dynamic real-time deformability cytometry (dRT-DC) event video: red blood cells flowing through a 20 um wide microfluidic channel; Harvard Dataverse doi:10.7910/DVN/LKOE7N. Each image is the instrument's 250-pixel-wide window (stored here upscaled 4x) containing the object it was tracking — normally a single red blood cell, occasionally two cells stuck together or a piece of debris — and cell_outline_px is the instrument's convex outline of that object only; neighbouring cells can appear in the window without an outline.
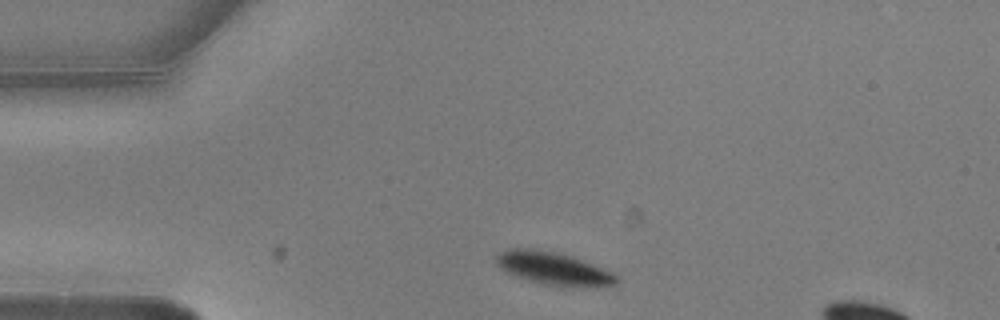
{"species": "common noctule bat (a hibernating species)", "species_latin": "Nyctalus noctula", "temperature_condition": "warm", "stored_images_in_passage": 3, "segment_of_instrument_passage": [1, 2], "camera_frame_rate_fps": 3000, "um_per_image_px": 0.085, "animal": {"sex": "male", "body_mass_g": 20.5, "forearm_length_mm": 52.5}, "frame": {"image": 1, "passage_image": 1, "time_ms": 0.0, "image_size_px": [1000, 320], "cell_outline_px": [[620, 280], [616, 284], [604, 288], [588, 288], [540, 284], [504, 272], [496, 264], [496, 256], [500, 252], [512, 248], [528, 248], [552, 252], [568, 256], [592, 264], [612, 272]], "centroid_in_image_um": [47.07, 22.87], "position_along_channel_um": 37.9, "area_um2": 23.06}}